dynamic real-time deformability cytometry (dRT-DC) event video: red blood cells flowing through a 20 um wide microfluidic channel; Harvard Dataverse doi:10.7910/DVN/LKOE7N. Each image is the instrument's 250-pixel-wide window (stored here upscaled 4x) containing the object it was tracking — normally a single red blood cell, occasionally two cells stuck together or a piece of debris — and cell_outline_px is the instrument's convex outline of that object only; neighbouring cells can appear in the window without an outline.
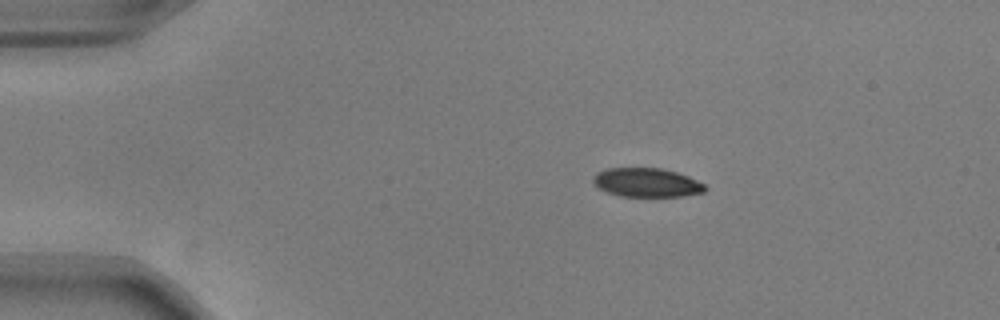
{"species": "common noctule bat (a hibernating species)", "species_latin": "Nyctalus noctula", "temperature_condition": "warm", "stored_images_in_passage": 9, "camera_frame_rate_fps": 3000, "um_per_image_px": 0.085, "animal": {"sex": "male", "body_mass_g": 17.9, "forearm_length_mm": 54.2}, "frame": {"image": 1, "passage_image": 1, "time_ms": 0.0, "image_size_px": [1000, 320], "cell_outline_px": [[708, 188], [704, 192], [680, 196], [620, 196], [608, 192], [600, 188], [592, 180], [592, 176], [596, 172], [608, 168], [664, 168], [688, 176], [704, 184]], "centroid_in_image_um": [54.97, 15.5], "position_along_channel_um": 30.0, "area_um2": 18.79}}